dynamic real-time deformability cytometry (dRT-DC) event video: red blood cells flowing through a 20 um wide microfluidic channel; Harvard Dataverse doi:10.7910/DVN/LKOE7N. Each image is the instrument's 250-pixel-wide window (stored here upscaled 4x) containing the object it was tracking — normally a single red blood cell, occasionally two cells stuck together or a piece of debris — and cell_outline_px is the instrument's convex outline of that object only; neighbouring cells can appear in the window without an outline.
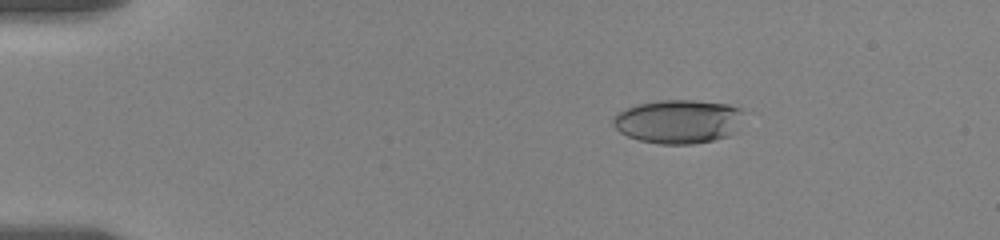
{"species": "human", "species_latin": "Homo sapiens", "temperature_condition": "room temperature", "stored_images_in_passage": 48, "camera_frame_rate_fps": 3000, "um_per_image_px": 0.085, "donor": {"sex": "female"}, "frame": {"image": 1, "passage_image": 1, "time_ms": 0.0, "image_size_px": [1000, 240], "cell_outline_px": [[740, 112], [736, 132], [728, 136], [712, 140], [692, 144], [660, 144], [640, 140], [628, 136], [620, 132], [612, 124], [612, 120], [616, 112], [636, 104], [660, 100], [696, 100], [728, 104], [740, 108]], "centroid_in_image_um": [57.6, 10.32], "position_along_channel_um": 27.4, "area_um2": 33.23}}
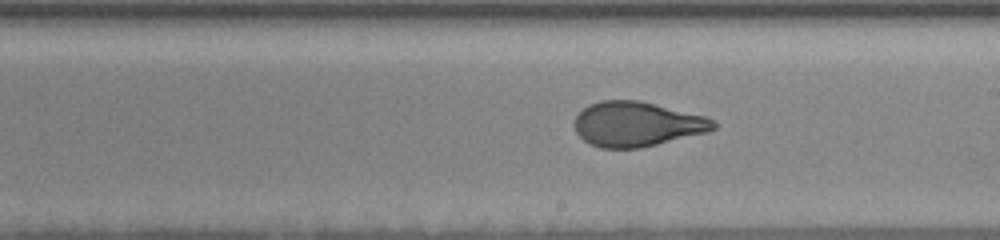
{"frame": {"image": 2, "passage_image": 25, "time_ms": 8.0, "image_size_px": [1000, 240], "cell_outline_px": [[716, 128], [708, 132], [640, 148], [600, 148], [588, 144], [576, 132], [576, 116], [588, 104], [600, 100], [640, 100], [708, 116], [716, 124]], "centroid_in_image_um": [54.16, 10.54], "position_along_channel_um": 234.8, "area_um2": 36.41}}
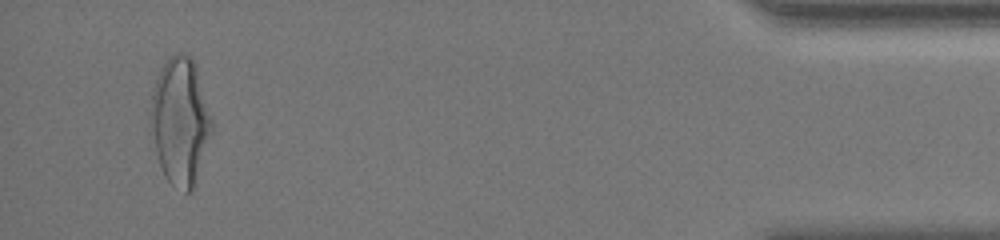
{"frame": {"image": 3, "passage_image": 46, "time_ms": 15.0, "image_size_px": [1000, 240], "cell_outline_px": [[212, 128], [192, 192], [184, 192], [172, 184], [164, 176], [156, 152], [148, 116], [152, 92], [156, 80], [168, 56], [176, 52], [188, 52], [192, 56], [196, 64], [212, 120]], "centroid_in_image_um": [15.29, 10.24], "position_along_channel_um": 419.9, "area_um2": 45.2}, "authors_computed_cell_mechanics": {"area_um2": 36.6452, "velocity_mm_per_s": 3.557, "shape_relaxation_time_tau1_ms": 5.1421, "shape_relaxation_time_tau2_ms": 0.9609, "deformation_change_tau1": 0.2022, "deformation_change_tau2": 0.0767}}